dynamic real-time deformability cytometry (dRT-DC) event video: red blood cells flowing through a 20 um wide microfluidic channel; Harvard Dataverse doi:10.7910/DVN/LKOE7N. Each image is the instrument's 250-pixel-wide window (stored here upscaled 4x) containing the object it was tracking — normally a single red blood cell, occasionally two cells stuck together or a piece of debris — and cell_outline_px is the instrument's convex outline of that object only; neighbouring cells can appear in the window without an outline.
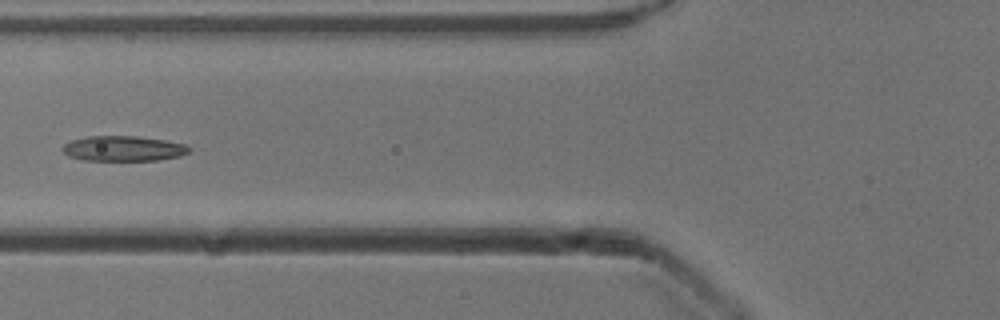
{"species": "common noctule bat (a hibernating species)", "species_latin": "Nyctalus noctula", "temperature_condition": "cold", "stored_images_in_passage": 6, "camera_frame_rate_fps": 3000, "um_per_image_px": 0.085, "animal": {"sex": "male", "body_mass_g": 13.3}, "frame": {"image": 1, "passage_image": 6, "time_ms": 1.667, "image_size_px": [1000, 320], "cell_outline_px": [[192, 148], [188, 152], [180, 156], [160, 160], [84, 160], [68, 156], [60, 148], [64, 144], [72, 140], [88, 136], [136, 136], [164, 140], [188, 144]], "centroid_in_image_um": [10.51, 12.62], "position_along_channel_um": 115.3, "area_um2": 18.67}}